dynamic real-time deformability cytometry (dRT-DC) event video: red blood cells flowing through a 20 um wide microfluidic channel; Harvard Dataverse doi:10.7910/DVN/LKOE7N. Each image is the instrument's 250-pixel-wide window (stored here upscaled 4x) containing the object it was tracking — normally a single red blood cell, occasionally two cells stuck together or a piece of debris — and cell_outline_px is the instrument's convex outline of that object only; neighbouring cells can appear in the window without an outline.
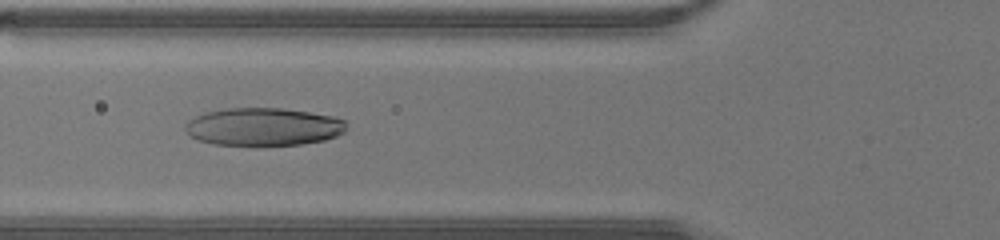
{"species": "human", "species_latin": "Homo sapiens", "temperature_condition": "warm", "stored_images_in_passage": 44, "camera_frame_rate_fps": 3000, "um_per_image_px": 0.085, "donor": {"sex": "male"}, "frame": {"image": 1, "passage_image": 16, "time_ms": 5.0, "image_size_px": [1000, 240], "cell_outline_px": [[348, 124], [344, 132], [336, 136], [324, 140], [300, 144], [256, 148], [212, 144], [196, 140], [184, 128], [184, 124], [188, 120], [204, 112], [224, 108], [284, 108], [332, 116], [344, 120]], "centroid_in_image_um": [22.35, 10.81], "position_along_channel_um": 103.4, "area_um2": 36.65}}
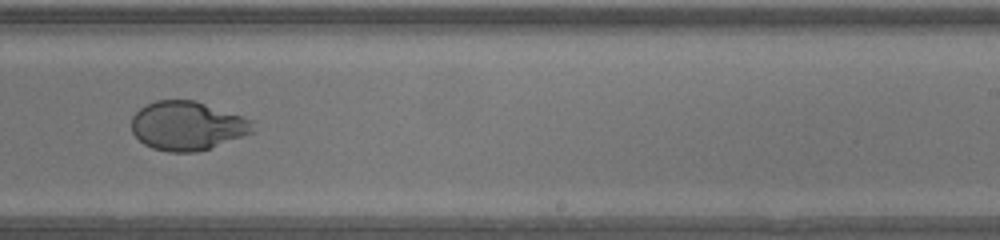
{"frame": {"image": 2, "passage_image": 27, "time_ms": 8.667, "image_size_px": [1000, 240], "cell_outline_px": [[256, 132], [196, 152], [168, 152], [152, 148], [144, 144], [132, 132], [132, 116], [144, 104], [156, 100], [196, 100], [252, 120]], "centroid_in_image_um": [15.91, 10.68], "position_along_channel_um": 273.1, "area_um2": 34.62}}
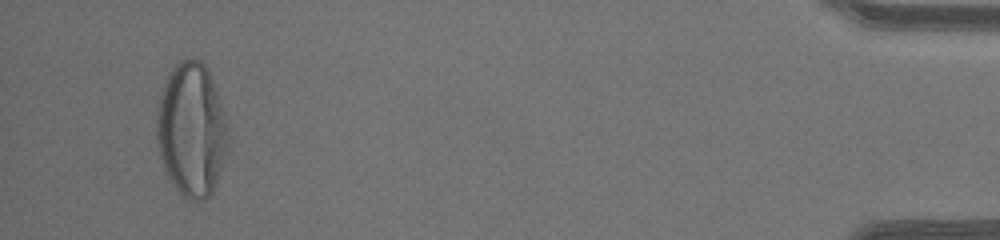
{"frame": {"image": 3, "passage_image": 42, "time_ms": 13.667, "image_size_px": [1000, 240], "cell_outline_px": [[228, 144], [212, 192], [204, 200], [192, 200], [184, 196], [176, 188], [168, 176], [160, 160], [156, 140], [156, 108], [160, 92], [172, 68], [180, 60], [188, 56], [200, 60], [204, 64], [212, 80], [228, 128]], "centroid_in_image_um": [16.23, 11.0], "position_along_channel_um": 419.0, "area_um2": 55.31}}